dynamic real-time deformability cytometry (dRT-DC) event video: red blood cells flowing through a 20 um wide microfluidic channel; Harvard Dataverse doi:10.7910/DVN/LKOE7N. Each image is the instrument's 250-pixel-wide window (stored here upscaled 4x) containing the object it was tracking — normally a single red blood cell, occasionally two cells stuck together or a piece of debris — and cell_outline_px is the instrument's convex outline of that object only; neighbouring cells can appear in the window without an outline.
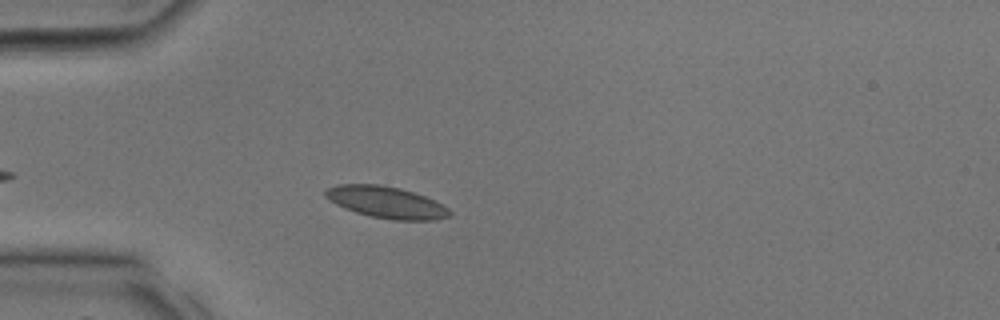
{"species": "common noctule bat (a hibernating species)", "species_latin": "Nyctalus noctula", "temperature_condition": "room temperature", "stored_images_in_passage": 24, "camera_frame_rate_fps": 3000, "um_per_image_px": 0.085, "animal": {"sex": "male", "body_mass_g": 17.9, "forearm_length_mm": 54.2}, "frame": {"image": 1, "passage_image": 3, "time_ms": 0.667, "image_size_px": [1000, 320], "cell_outline_px": [[452, 216], [432, 220], [396, 220], [372, 216], [356, 212], [344, 208], [336, 204], [324, 196], [324, 192], [328, 188], [336, 184], [380, 184], [400, 188], [424, 196], [444, 204], [452, 212]], "centroid_in_image_um": [32.85, 17.19], "position_along_channel_um": 52.1, "area_um2": 22.89}}
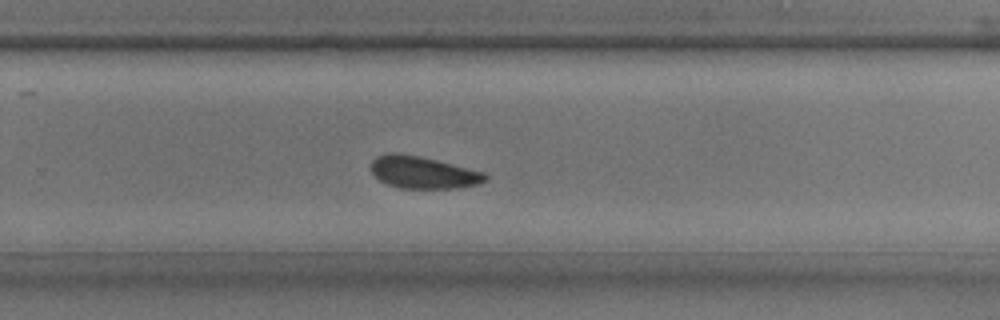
{"frame": {"image": 2, "passage_image": 15, "time_ms": 4.667, "image_size_px": [1000, 320], "cell_outline_px": [[488, 176], [484, 180], [476, 184], [460, 188], [400, 188], [388, 184], [380, 180], [372, 172], [372, 160], [376, 156], [388, 152], [396, 152], [436, 160], [484, 172]], "centroid_in_image_um": [35.93, 14.65], "position_along_channel_um": 293.9, "area_um2": 21.1}}
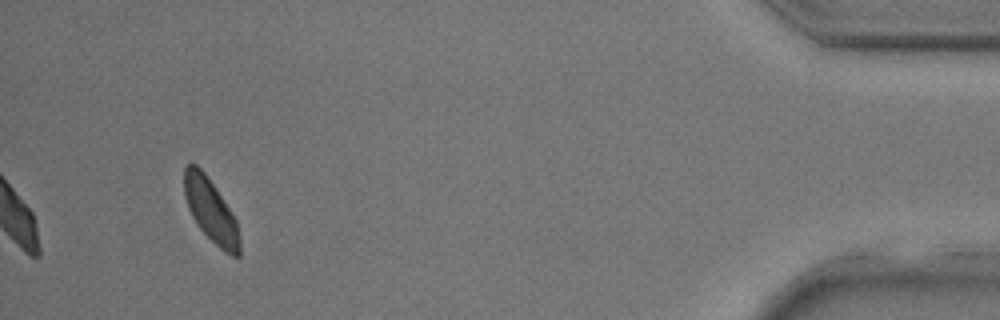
{"frame": {"image": 3, "passage_image": 24, "time_ms": 7.667, "image_size_px": [1000, 320], "cell_outline_px": [[240, 256], [232, 256], [224, 252], [200, 228], [192, 216], [188, 208], [184, 196], [184, 168], [188, 164], [196, 164], [204, 172], [236, 220], [240, 236]], "centroid_in_image_um": [17.91, 17.91], "position_along_channel_um": 417.3, "area_um2": 20.0}}